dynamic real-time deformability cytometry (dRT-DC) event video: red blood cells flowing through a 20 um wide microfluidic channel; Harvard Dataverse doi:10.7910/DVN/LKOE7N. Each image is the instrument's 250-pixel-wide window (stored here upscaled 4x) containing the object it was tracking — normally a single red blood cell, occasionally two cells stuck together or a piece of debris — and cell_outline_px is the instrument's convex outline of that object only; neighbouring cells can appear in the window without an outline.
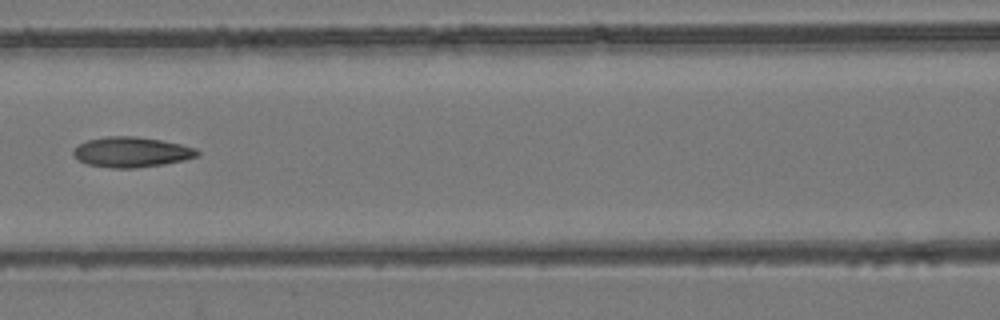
{"species": "common noctule bat (a hibernating species)", "species_latin": "Nyctalus noctula", "temperature_condition": "room temperature", "stored_images_in_passage": 5, "camera_frame_rate_fps": 3000, "um_per_image_px": 0.085, "animal": {"sex": "female", "body_mass_g": 24.6, "forearm_length_mm": 56.2}, "frame": {"image": 1, "passage_image": 4, "time_ms": 1.0, "image_size_px": [1000, 320], "cell_outline_px": [[200, 156], [184, 160], [164, 164], [136, 168], [112, 168], [88, 164], [80, 160], [72, 152], [80, 144], [88, 140], [108, 136], [136, 136], [160, 140], [180, 144], [196, 148], [200, 152]], "centroid_in_image_um": [11.24, 12.93], "position_along_channel_um": 155.4, "area_um2": 21.68}}
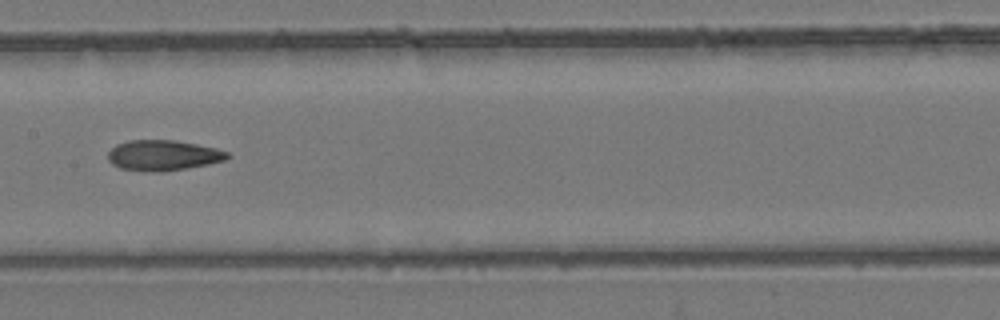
{"frame": {"image": 2, "passage_image": 5, "time_ms": 1.333, "image_size_px": [1000, 320], "cell_outline_px": [[232, 156], [224, 160], [208, 164], [160, 172], [152, 172], [120, 168], [112, 164], [108, 160], [108, 152], [116, 144], [128, 140], [176, 140], [216, 148], [228, 152]], "centroid_in_image_um": [13.85, 13.19], "position_along_channel_um": 193.5, "area_um2": 21.15}}